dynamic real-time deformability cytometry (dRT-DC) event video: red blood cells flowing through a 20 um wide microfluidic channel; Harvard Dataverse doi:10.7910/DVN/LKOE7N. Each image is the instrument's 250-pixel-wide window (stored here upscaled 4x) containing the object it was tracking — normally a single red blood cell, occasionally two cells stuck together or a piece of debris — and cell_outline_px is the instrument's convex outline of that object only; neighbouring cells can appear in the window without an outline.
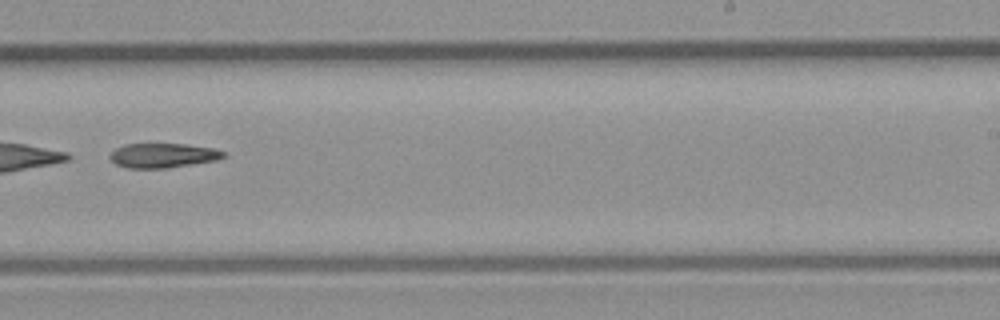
{"species": "common noctule bat (a hibernating species)", "species_latin": "Nyctalus noctula", "temperature_condition": "room temperature", "stored_images_in_passage": 36, "camera_frame_rate_fps": 3000, "um_per_image_px": 0.085, "animal": {"sex": "male", "body_mass_g": 23.1, "forearm_length_mm": 52.7}, "frame": {"image": 1, "passage_image": 26, "time_ms": 8.333, "image_size_px": [1000, 320], "cell_outline_px": [[228, 156], [216, 160], [168, 168], [128, 168], [116, 164], [108, 156], [116, 148], [124, 144], [184, 144], [212, 148], [224, 152]], "centroid_in_image_um": [13.85, 13.21], "position_along_channel_um": 275.2, "area_um2": 16.13}}